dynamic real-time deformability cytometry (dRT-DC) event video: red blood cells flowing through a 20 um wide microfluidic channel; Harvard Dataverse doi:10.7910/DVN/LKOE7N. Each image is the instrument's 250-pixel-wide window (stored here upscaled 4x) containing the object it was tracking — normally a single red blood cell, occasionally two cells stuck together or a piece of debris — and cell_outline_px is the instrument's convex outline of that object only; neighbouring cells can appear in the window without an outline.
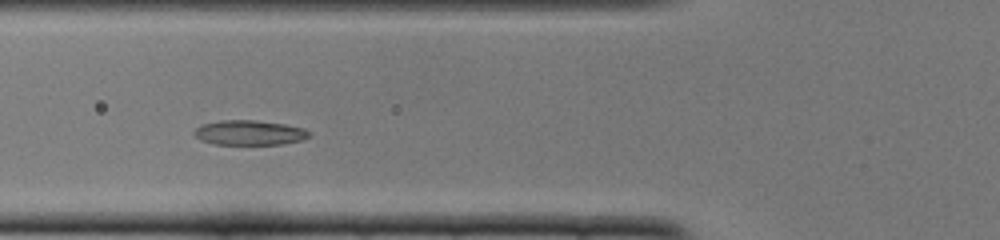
{"species": "common noctule bat (a hibernating species)", "species_latin": "Nyctalus noctula", "temperature_condition": "cold", "stored_images_in_passage": 40, "camera_frame_rate_fps": 3000, "um_per_image_px": 0.085, "animal": {"sex": "female", "body_mass_g": 22.0, "forearm_length_mm": 56.7}, "frame": {"image": 1, "passage_image": 7, "time_ms": 2.0, "image_size_px": [1000, 240], "cell_outline_px": [[308, 136], [304, 140], [284, 144], [212, 144], [200, 140], [192, 132], [200, 124], [220, 120], [256, 120], [284, 124], [304, 128], [308, 132]], "centroid_in_image_um": [21.16, 11.27], "position_along_channel_um": 104.6, "area_um2": 16.7}}
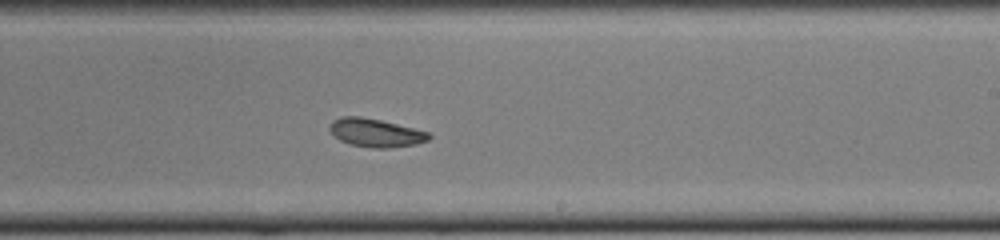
{"frame": {"image": 2, "passage_image": 19, "time_ms": 6.0, "image_size_px": [1000, 240], "cell_outline_px": [[432, 136], [428, 140], [416, 144], [388, 148], [372, 148], [348, 144], [340, 140], [328, 128], [332, 120], [344, 116], [360, 116], [380, 120], [428, 132]], "centroid_in_image_um": [31.91, 11.29], "position_along_channel_um": 257.1, "area_um2": 16.24}}
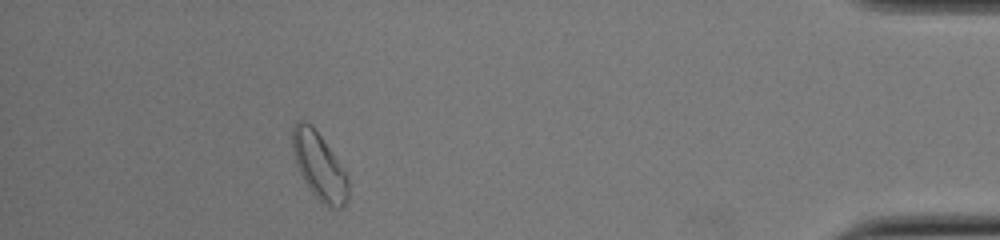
{"frame": {"image": 3, "passage_image": 35, "time_ms": 11.333, "image_size_px": [1000, 240], "cell_outline_px": [[348, 200], [344, 208], [328, 208], [312, 192], [304, 180], [296, 164], [292, 152], [292, 128], [296, 120], [304, 120], [312, 124], [348, 176]], "centroid_in_image_um": [27.12, 14.11], "position_along_channel_um": 408.1, "area_um2": 21.73}, "authors_computed_cell_mechanics": {"area_um2": 16.9643, "velocity_mm_per_s": 3.8268, "shape_relaxation_time_tau1_ms": 5.1227, "shape_relaxation_time_tau2_ms": 4.0775, "deformation_change_tau1": 0.1348, "deformation_change_tau2": 0.0741}}